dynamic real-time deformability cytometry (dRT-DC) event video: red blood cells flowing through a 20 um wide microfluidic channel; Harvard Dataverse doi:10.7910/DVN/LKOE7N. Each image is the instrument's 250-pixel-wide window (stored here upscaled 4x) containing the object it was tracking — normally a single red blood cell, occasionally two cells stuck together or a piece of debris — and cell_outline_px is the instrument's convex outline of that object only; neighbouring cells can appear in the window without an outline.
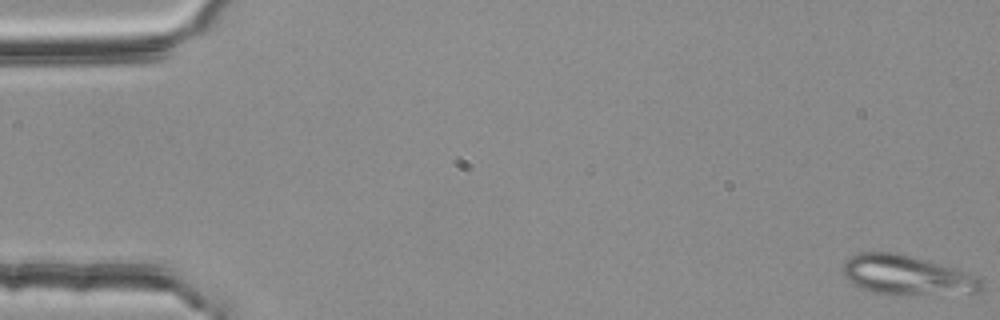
{"species": "common noctule bat (a hibernating species)", "species_latin": "Nyctalus noctula", "temperature_condition": "room temperature", "stored_images_in_passage": 53, "camera_frame_rate_fps": 3000, "um_per_image_px": 0.085, "animal": {"sex": "female", "body_mass_g": 25.1}, "frame": {"image": 1, "passage_image": 1, "time_ms": 0.0, "image_size_px": [1000, 320], "cell_outline_px": [[984, 288], [980, 292], [912, 296], [888, 296], [872, 292], [860, 288], [852, 284], [844, 276], [840, 268], [844, 260], [856, 252], [896, 252], [968, 272], [980, 276], [984, 284]], "centroid_in_image_um": [77.06, 23.42], "position_along_channel_um": 7.9, "area_um2": 33.06}}
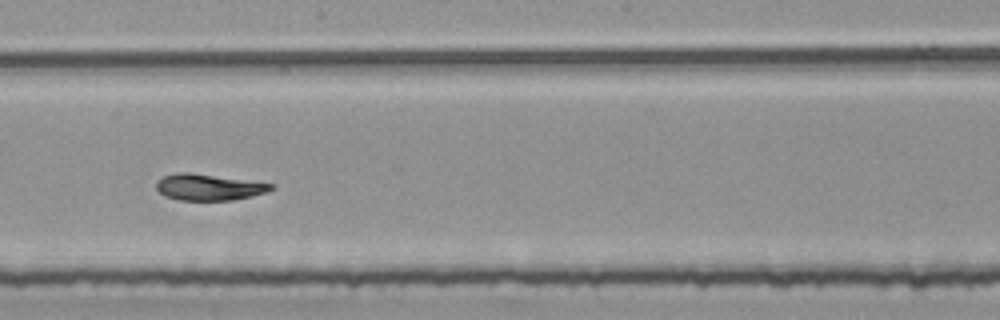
{"frame": {"image": 2, "passage_image": 31, "time_ms": 10.0, "image_size_px": [1000, 320], "cell_outline_px": [[276, 188], [268, 192], [252, 196], [232, 200], [176, 200], [164, 196], [156, 188], [156, 180], [160, 176], [176, 172], [188, 172], [276, 184]], "centroid_in_image_um": [17.73, 15.9], "position_along_channel_um": 230.5, "area_um2": 17.86}}
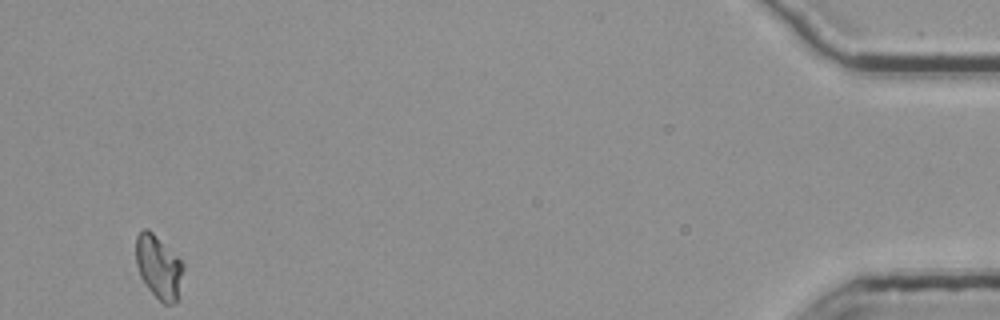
{"frame": {"image": 3, "passage_image": 53, "time_ms": 17.333, "image_size_px": [1000, 320], "cell_outline_px": [[184, 268], [176, 304], [164, 304], [148, 288], [140, 276], [136, 264], [136, 236], [144, 228], [152, 232], [184, 264]], "centroid_in_image_um": [13.48, 22.71], "position_along_channel_um": 421.7, "area_um2": 17.17}, "authors_computed_cell_mechanics": {"area_um2": 18.2648, "velocity_mm_per_s": 3.7512, "shape_relaxation_time_tau1_ms": 7.3328, "shape_relaxation_time_tau2_ms": 2.2726, "deformation_change_tau1": 0.183, "deformation_change_tau2": 0.0784}}